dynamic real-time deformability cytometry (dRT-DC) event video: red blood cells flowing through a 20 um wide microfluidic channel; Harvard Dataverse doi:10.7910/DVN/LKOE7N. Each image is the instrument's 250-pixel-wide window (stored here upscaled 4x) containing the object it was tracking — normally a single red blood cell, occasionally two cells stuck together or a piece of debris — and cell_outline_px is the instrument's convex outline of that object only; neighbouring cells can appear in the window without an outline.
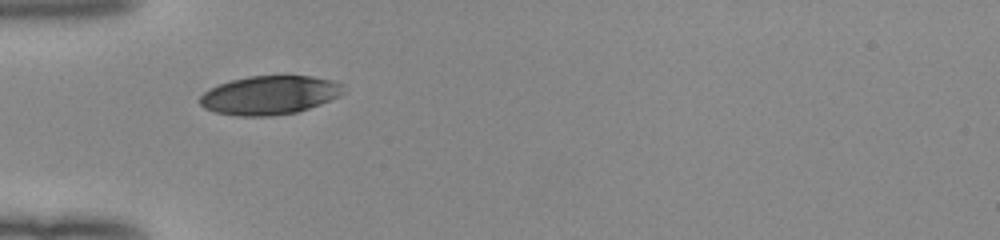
{"species": "human", "species_latin": "Homo sapiens", "temperature_condition": "room temperature", "stored_images_in_passage": 32, "camera_frame_rate_fps": 3000, "um_per_image_px": 0.085, "donor": {"sex": "female"}, "frame": {"image": 1, "passage_image": 1, "time_ms": 0.0, "image_size_px": [1000, 240], "cell_outline_px": [[344, 92], [340, 96], [320, 104], [296, 112], [272, 116], [236, 116], [216, 112], [204, 108], [200, 104], [200, 96], [204, 92], [220, 84], [232, 80], [248, 76], [312, 76], [332, 80], [340, 84]], "centroid_in_image_um": [22.91, 8.09], "position_along_channel_um": 62.1, "area_um2": 32.19}}
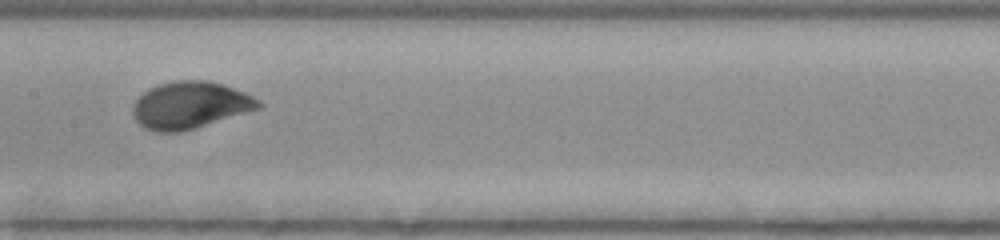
{"frame": {"image": 2, "passage_image": 11, "time_ms": 3.333, "image_size_px": [1000, 240], "cell_outline_px": [[264, 108], [180, 132], [152, 132], [144, 128], [132, 116], [132, 104], [148, 88], [172, 80], [208, 80], [224, 84], [244, 92], [260, 100], [264, 104]], "centroid_in_image_um": [16.17, 8.94], "position_along_channel_um": 191.2, "area_um2": 34.91}}
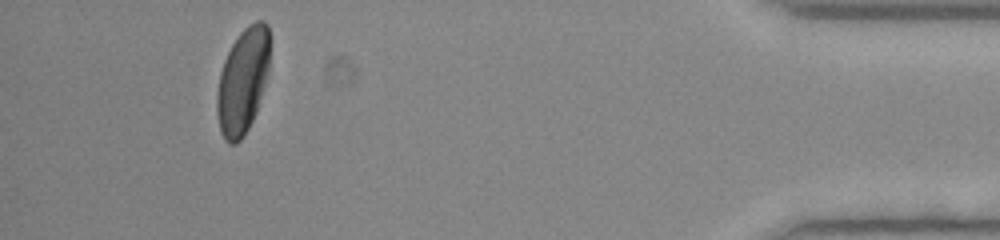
{"frame": {"image": 3, "passage_image": 32, "time_ms": 10.333, "image_size_px": [1000, 240], "cell_outline_px": [[268, 72], [256, 112], [244, 136], [236, 144], [228, 144], [224, 140], [220, 132], [216, 112], [216, 92], [220, 72], [224, 60], [232, 44], [240, 32], [248, 24], [256, 20], [264, 20], [268, 24]], "centroid_in_image_um": [20.6, 6.91], "position_along_channel_um": 414.6, "area_um2": 32.54}, "authors_computed_cell_mechanics": {"area_um2": 33.2928, "velocity_mm_per_s": 3.9951, "shape_relaxation_time_tau1_ms": 2.3402, "shape_relaxation_time_tau2_ms": null, "deformation_change_tau1": 0.1265, "deformation_change_tau2": null}}